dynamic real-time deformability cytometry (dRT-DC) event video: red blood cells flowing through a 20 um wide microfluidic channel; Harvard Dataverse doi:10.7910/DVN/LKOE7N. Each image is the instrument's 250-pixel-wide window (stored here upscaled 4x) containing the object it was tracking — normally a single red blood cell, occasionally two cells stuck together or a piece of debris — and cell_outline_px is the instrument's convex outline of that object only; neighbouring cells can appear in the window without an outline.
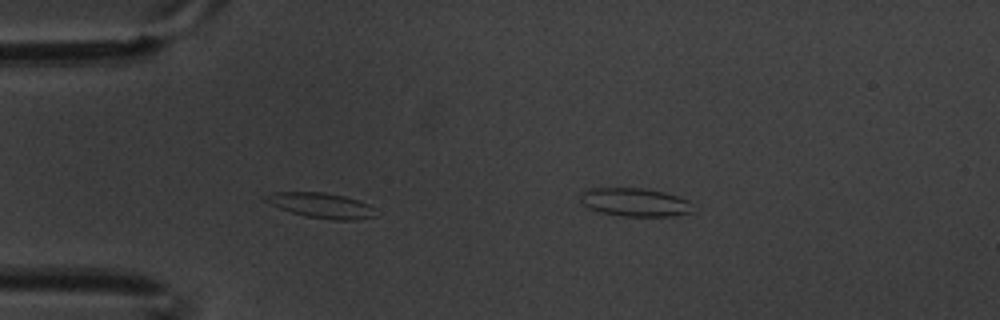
{"species": "common noctule bat (a hibernating species)", "species_latin": "Nyctalus noctula", "temperature_condition": "warm", "stored_images_in_passage": 4, "segment_of_instrument_passage": [1, 2], "camera_frame_rate_fps": 3000, "um_per_image_px": 0.085, "animal": {"sex": "male", "body_mass_g": 20.1, "forearm_length_mm": 53.5}, "frame": {"image": 1, "passage_image": 3, "time_ms": 0.667, "image_size_px": [1000, 320], "cell_outline_px": [[376, 216], [356, 220], [336, 220], [308, 216], [292, 212], [268, 204], [260, 196], [272, 192], [324, 192], [344, 196], [368, 204], [376, 208]], "centroid_in_image_um": [27.28, 17.45], "position_along_channel_um": 57.7, "area_um2": 16.18}}